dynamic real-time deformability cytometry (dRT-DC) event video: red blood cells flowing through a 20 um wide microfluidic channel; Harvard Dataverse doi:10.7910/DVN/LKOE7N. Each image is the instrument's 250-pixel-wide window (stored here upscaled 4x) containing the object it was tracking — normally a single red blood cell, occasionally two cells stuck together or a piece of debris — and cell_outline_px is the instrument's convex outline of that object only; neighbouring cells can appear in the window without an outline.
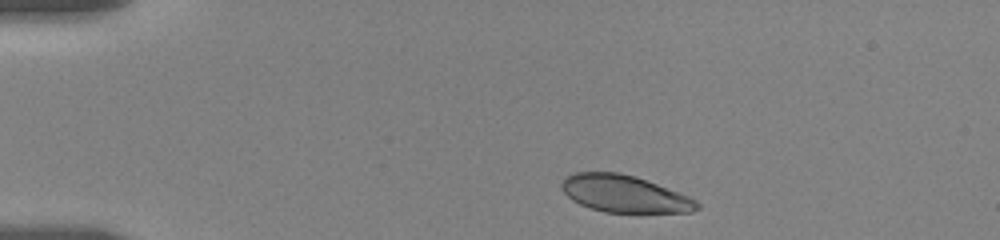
{"species": "human", "species_latin": "Homo sapiens", "temperature_condition": "room temperature", "stored_images_in_passage": 11, "camera_frame_rate_fps": 3000, "um_per_image_px": 0.085, "donor": {"sex": "female"}, "frame": {"image": 1, "passage_image": 1, "time_ms": 0.0, "image_size_px": [1000, 240], "cell_outline_px": [[700, 208], [692, 212], [604, 212], [580, 204], [572, 200], [560, 188], [560, 184], [572, 172], [616, 172], [636, 176], [688, 196], [696, 200], [700, 204]], "centroid_in_image_um": [53.07, 16.47], "position_along_channel_um": 31.9, "area_um2": 29.07}}
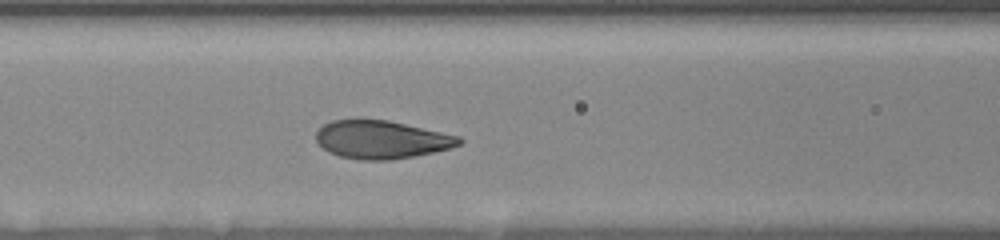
{"frame": {"image": 2, "passage_image": 7, "time_ms": 4.667, "image_size_px": [1000, 240], "cell_outline_px": [[464, 140], [460, 144], [452, 148], [392, 160], [360, 160], [340, 156], [328, 152], [316, 140], [316, 132], [324, 124], [332, 120], [356, 116], [388, 120], [460, 136]], "centroid_in_image_um": [32.39, 11.83], "position_along_channel_um": 134.2, "area_um2": 32.37}}
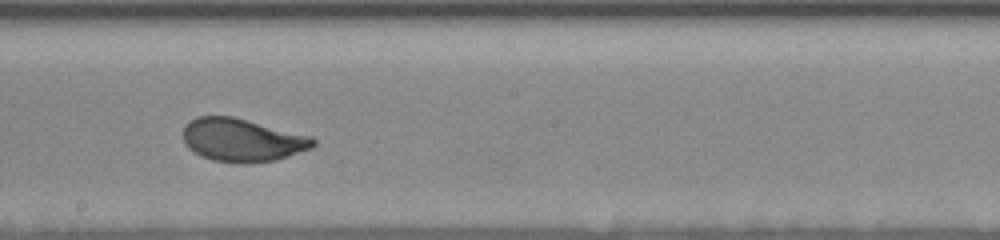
{"frame": {"image": 3, "passage_image": 10, "time_ms": 7.333, "image_size_px": [1000, 240], "cell_outline_px": [[316, 144], [312, 148], [276, 160], [248, 164], [240, 164], [212, 160], [200, 156], [188, 148], [184, 144], [184, 124], [196, 116], [232, 116], [312, 136], [316, 140]], "centroid_in_image_um": [20.58, 11.91], "position_along_channel_um": 227.6, "area_um2": 33.0}}